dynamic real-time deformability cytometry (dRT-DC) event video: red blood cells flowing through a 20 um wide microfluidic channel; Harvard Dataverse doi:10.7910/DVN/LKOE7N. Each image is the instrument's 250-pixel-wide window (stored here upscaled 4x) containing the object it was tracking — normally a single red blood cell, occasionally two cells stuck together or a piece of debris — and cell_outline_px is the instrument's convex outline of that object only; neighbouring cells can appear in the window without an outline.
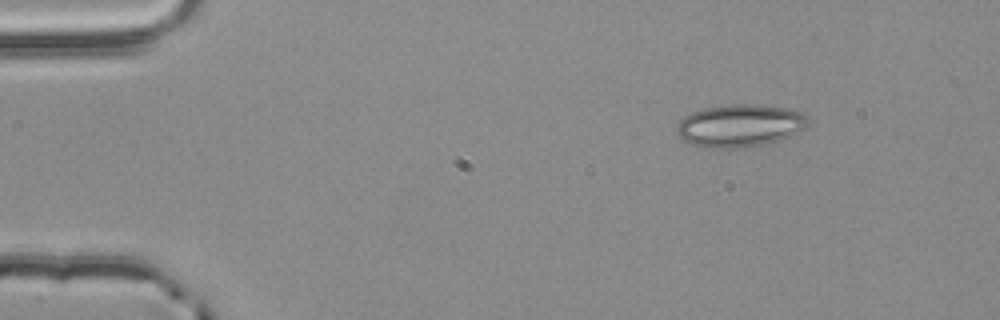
{"species": "common noctule bat (a hibernating species)", "species_latin": "Nyctalus noctula", "temperature_condition": "room temperature", "stored_images_in_passage": 2, "camera_frame_rate_fps": 3000, "um_per_image_px": 0.085, "animal": {"sex": "male", "body_mass_g": 20.4}, "frame": {"image": 1, "passage_image": 1, "time_ms": 0.0, "image_size_px": [1000, 320], "cell_outline_px": [[808, 124], [796, 136], [780, 140], [760, 144], [736, 148], [704, 148], [692, 144], [684, 140], [676, 132], [676, 128], [680, 120], [684, 116], [692, 112], [704, 108], [732, 104], [756, 104], [792, 108], [800, 112], [808, 120]], "centroid_in_image_um": [62.91, 10.67], "position_along_channel_um": 22.1, "area_um2": 32.77}}